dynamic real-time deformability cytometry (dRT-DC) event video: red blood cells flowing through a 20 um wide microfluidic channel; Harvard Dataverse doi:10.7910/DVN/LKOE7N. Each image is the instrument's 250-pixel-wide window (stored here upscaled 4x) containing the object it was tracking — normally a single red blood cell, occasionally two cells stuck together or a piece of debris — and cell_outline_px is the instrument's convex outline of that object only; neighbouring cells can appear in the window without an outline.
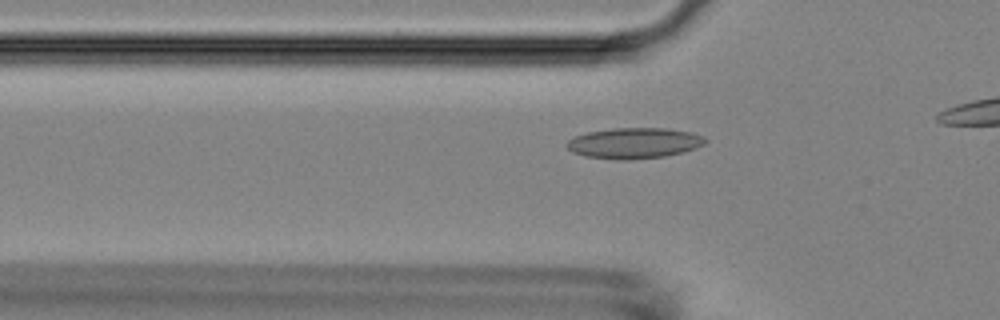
{"species": "Egyptian fruit bat (a non-hibernating species)", "species_latin": "Rousettus aegyptiacus", "temperature_condition": "room temperature", "stored_images_in_passage": 15, "camera_frame_rate_fps": 3000, "um_per_image_px": 0.085, "animal": {"sex": "female"}, "frame": {"image": 1, "passage_image": 9, "time_ms": 2.667, "image_size_px": [1000, 320], "cell_outline_px": [[708, 140], [704, 144], [696, 148], [684, 152], [664, 156], [628, 160], [616, 160], [584, 156], [572, 152], [564, 144], [568, 140], [576, 136], [588, 132], [612, 128], [664, 128], [692, 132], [704, 136]], "centroid_in_image_um": [53.91, 12.17], "position_along_channel_um": 71.9, "area_um2": 24.97}}